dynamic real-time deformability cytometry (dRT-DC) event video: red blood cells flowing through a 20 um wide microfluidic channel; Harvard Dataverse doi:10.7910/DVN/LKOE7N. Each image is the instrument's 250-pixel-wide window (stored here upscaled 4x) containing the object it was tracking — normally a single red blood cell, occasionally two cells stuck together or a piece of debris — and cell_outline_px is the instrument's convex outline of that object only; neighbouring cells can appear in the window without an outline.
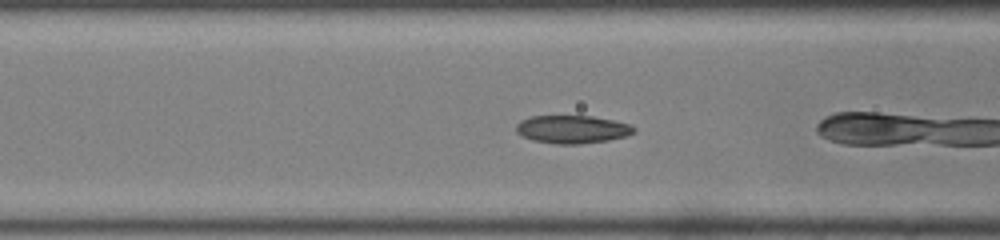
{"species": "common noctule bat (a hibernating species)", "species_latin": "Nyctalus noctula", "temperature_condition": "room temperature", "stored_images_in_passage": 17, "camera_frame_rate_fps": 3000, "um_per_image_px": 0.085, "animal": {"sex": "male", "body_mass_g": 19.0, "forearm_length_mm": 50.8}, "frame": {"image": 1, "passage_image": 13, "time_ms": 4.0, "image_size_px": [1000, 240], "cell_outline_px": [[636, 132], [628, 136], [608, 140], [580, 144], [556, 144], [532, 140], [516, 132], [516, 124], [520, 120], [532, 116], [592, 116], [632, 124], [636, 128]], "centroid_in_image_um": [48.68, 10.99], "position_along_channel_um": 117.9, "area_um2": 19.36}}
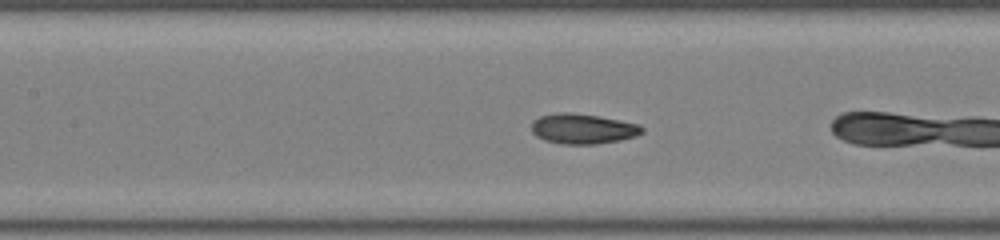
{"frame": {"image": 2, "passage_image": 16, "time_ms": 5.0, "image_size_px": [1000, 240], "cell_outline_px": [[644, 132], [636, 136], [620, 140], [596, 144], [560, 144], [544, 140], [536, 136], [532, 132], [532, 120], [540, 116], [560, 112], [568, 112], [600, 116], [640, 124], [644, 128]], "centroid_in_image_um": [49.55, 10.94], "position_along_channel_um": 157.9, "area_um2": 19.59}}